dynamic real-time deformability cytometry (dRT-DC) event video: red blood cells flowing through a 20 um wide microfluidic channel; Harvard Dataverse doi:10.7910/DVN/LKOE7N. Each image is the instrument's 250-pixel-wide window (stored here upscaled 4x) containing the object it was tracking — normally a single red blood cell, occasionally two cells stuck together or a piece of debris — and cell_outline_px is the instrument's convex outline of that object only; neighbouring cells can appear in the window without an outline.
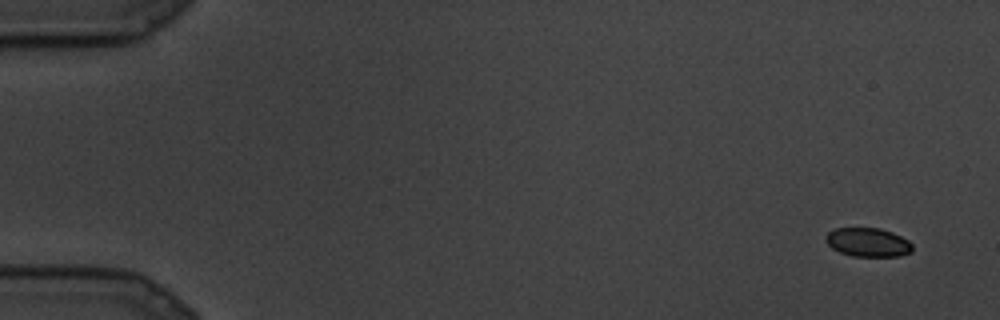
{"species": "common noctule bat (a hibernating species)", "species_latin": "Nyctalus noctula", "temperature_condition": "cold", "stored_images_in_passage": 10, "segment_of_instrument_passage": [2, 2], "camera_frame_rate_fps": 3000, "um_per_image_px": 0.085, "animal": {"sex": "male", "body_mass_g": 19.5, "forearm_length_mm": 54.6}, "frame": {"image": 1, "passage_image": 10, "time_ms": 3.0, "image_size_px": [1000, 320], "cell_outline_px": [[912, 252], [900, 256], [852, 256], [840, 252], [832, 248], [824, 240], [824, 236], [828, 232], [836, 228], [880, 228], [892, 232], [908, 240], [912, 244]], "centroid_in_image_um": [73.76, 20.59], "position_along_channel_um": 11.2, "area_um2": 14.62}}